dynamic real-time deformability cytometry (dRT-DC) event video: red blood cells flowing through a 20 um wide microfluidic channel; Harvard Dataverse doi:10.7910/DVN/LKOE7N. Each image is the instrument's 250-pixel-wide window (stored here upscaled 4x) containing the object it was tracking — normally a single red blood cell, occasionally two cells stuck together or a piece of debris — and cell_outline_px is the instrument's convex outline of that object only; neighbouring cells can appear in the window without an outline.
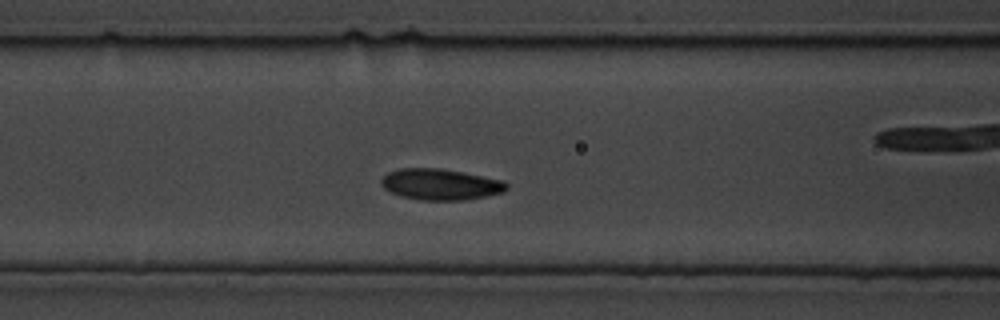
{"species": "common noctule bat (a hibernating species)", "species_latin": "Nyctalus noctula", "temperature_condition": "cold", "stored_images_in_passage": 9, "camera_frame_rate_fps": 3000, "um_per_image_px": 0.085, "animal": {"sex": "male", "body_mass_g": 19.5, "forearm_length_mm": 54.6}, "frame": {"image": 1, "passage_image": 6, "time_ms": 1.667, "image_size_px": [1000, 320], "cell_outline_px": [[508, 188], [504, 192], [464, 200], [420, 200], [400, 196], [384, 188], [380, 184], [380, 180], [388, 172], [400, 168], [440, 168], [464, 172], [504, 180], [508, 184]], "centroid_in_image_um": [37.45, 15.66], "position_along_channel_um": 129.2, "area_um2": 22.83}}